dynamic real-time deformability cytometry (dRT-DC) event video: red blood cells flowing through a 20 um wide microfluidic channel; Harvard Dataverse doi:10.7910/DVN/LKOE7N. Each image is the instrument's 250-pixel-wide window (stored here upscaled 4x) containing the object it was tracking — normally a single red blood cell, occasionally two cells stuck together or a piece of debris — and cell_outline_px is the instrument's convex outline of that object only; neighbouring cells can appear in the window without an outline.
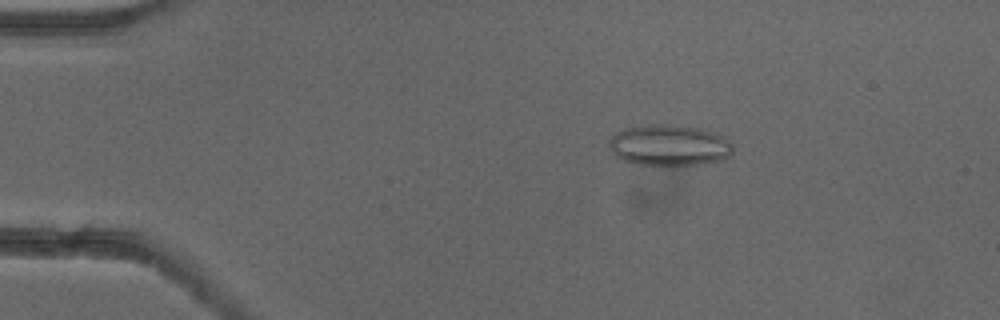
{"species": "common noctule bat (a hibernating species)", "species_latin": "Nyctalus noctula", "temperature_condition": "cold", "stored_images_in_passage": 53, "camera_frame_rate_fps": 3000, "um_per_image_px": 0.085, "animal": {"sex": "female"}, "frame": {"image": 1, "passage_image": 10, "time_ms": 3.0, "image_size_px": [1000, 320], "cell_outline_px": [[732, 152], [724, 160], [704, 164], [640, 164], [624, 160], [616, 156], [612, 152], [608, 144], [608, 140], [616, 132], [624, 128], [648, 124], [672, 124], [696, 128], [724, 136], [732, 144]], "centroid_in_image_um": [56.87, 12.33], "position_along_channel_um": 28.1, "area_um2": 29.48}}
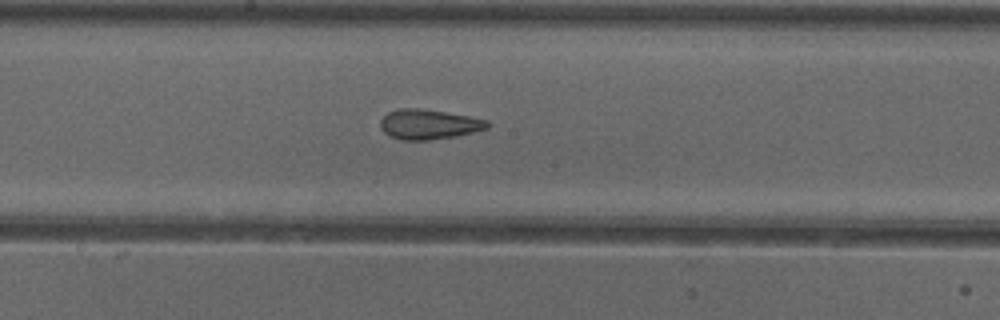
{"frame": {"image": 2, "passage_image": 29, "time_ms": 9.333, "image_size_px": [1000, 320], "cell_outline_px": [[488, 128], [456, 136], [428, 140], [404, 140], [392, 136], [384, 132], [380, 128], [380, 120], [388, 112], [400, 108], [420, 108], [468, 116], [488, 120]], "centroid_in_image_um": [36.42, 10.56], "position_along_channel_um": 211.8, "area_um2": 18.44}}
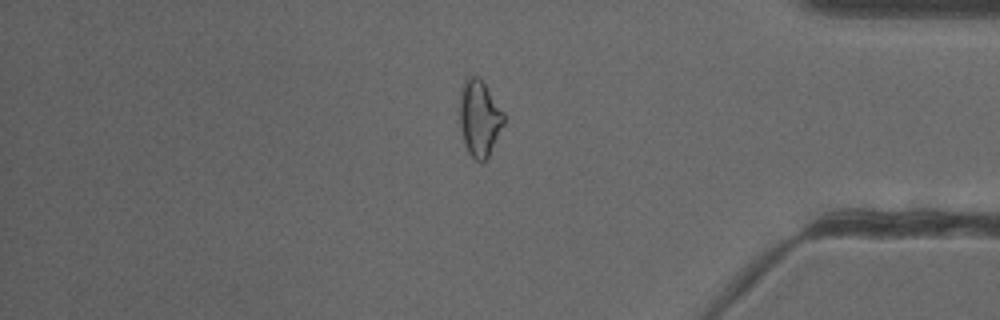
{"frame": {"image": 3, "passage_image": 45, "time_ms": 14.667, "image_size_px": [1000, 320], "cell_outline_px": [[504, 124], [484, 164], [480, 164], [468, 152], [464, 144], [460, 124], [460, 96], [464, 80], [468, 76], [476, 76], [484, 84], [504, 112]], "centroid_in_image_um": [40.75, 10.09], "position_along_channel_um": 394.5, "area_um2": 19.42}, "authors_computed_cell_mechanics": {"area_um2": 20.519, "velocity_mm_per_s": 3.9146, "shape_relaxation_time_tau1_ms": null, "shape_relaxation_time_tau2_ms": 2.3047, "deformation_change_tau1": null, "deformation_change_tau2": 0.1088}}